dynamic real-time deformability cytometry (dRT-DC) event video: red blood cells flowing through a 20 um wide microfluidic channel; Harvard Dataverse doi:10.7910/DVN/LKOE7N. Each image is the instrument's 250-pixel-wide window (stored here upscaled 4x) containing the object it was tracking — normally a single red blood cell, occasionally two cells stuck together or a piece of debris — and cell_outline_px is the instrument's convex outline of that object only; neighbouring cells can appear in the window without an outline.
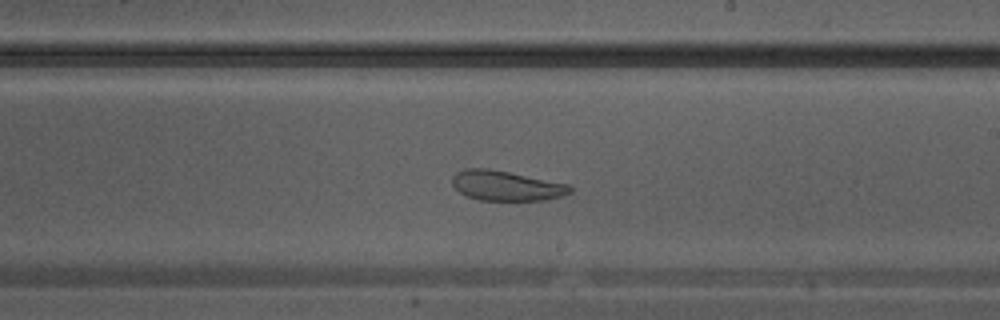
{"species": "Egyptian fruit bat (a non-hibernating species)", "species_latin": "Rousettus aegyptiacus", "temperature_condition": "warm", "stored_images_in_passage": 24, "camera_frame_rate_fps": 3000, "um_per_image_px": 0.085, "animal": {"sex": "male"}, "frame": {"image": 1, "passage_image": 11, "time_ms": 3.333, "image_size_px": [1000, 320], "cell_outline_px": [[572, 192], [564, 196], [544, 200], [480, 200], [468, 196], [460, 192], [452, 184], [452, 176], [456, 172], [464, 168], [488, 168], [568, 184], [572, 188]], "centroid_in_image_um": [43.02, 15.78], "position_along_channel_um": 246.0, "area_um2": 20.46}}
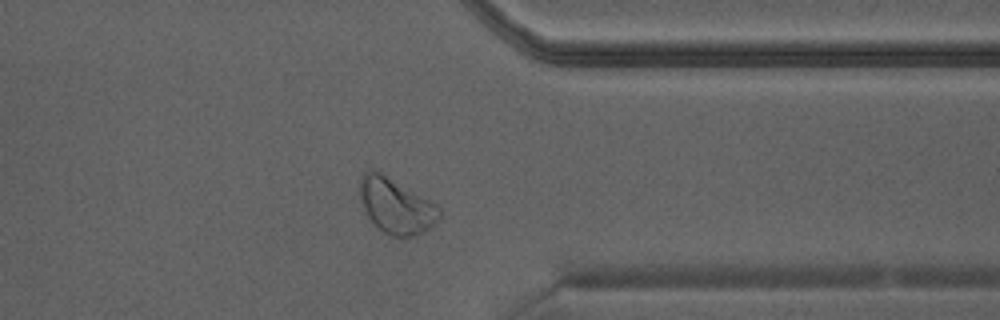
{"frame": {"image": 2, "passage_image": 17, "time_ms": 5.333, "image_size_px": [1000, 320], "cell_outline_px": [[440, 220], [432, 228], [416, 236], [392, 236], [384, 232], [372, 224], [360, 200], [360, 180], [364, 172], [372, 168], [376, 168], [436, 204], [440, 208]], "centroid_in_image_um": [33.67, 17.49], "position_along_channel_um": 377.7, "area_um2": 26.01}}